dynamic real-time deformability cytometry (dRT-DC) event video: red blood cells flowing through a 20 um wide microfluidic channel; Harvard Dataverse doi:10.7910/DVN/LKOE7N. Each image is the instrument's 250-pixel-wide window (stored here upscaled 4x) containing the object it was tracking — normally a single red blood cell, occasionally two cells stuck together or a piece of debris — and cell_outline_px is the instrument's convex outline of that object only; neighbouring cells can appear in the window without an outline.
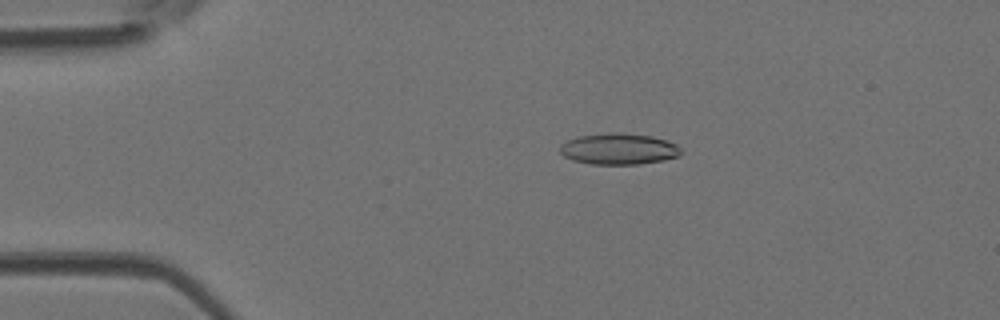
{"species": "Egyptian fruit bat (a non-hibernating species)", "species_latin": "Rousettus aegyptiacus", "temperature_condition": "room temperature", "stored_images_in_passage": 48, "camera_frame_rate_fps": 3000, "um_per_image_px": 0.085, "animal": {"sex": "female"}, "frame": {"image": 1, "passage_image": 10, "time_ms": 3.0, "image_size_px": [1000, 320], "cell_outline_px": [[684, 152], [680, 156], [664, 160], [636, 164], [592, 164], [572, 160], [564, 156], [560, 152], [560, 144], [576, 136], [608, 132], [616, 132], [652, 136], [676, 144]], "centroid_in_image_um": [52.59, 12.65], "position_along_channel_um": 32.4, "area_um2": 22.14}}
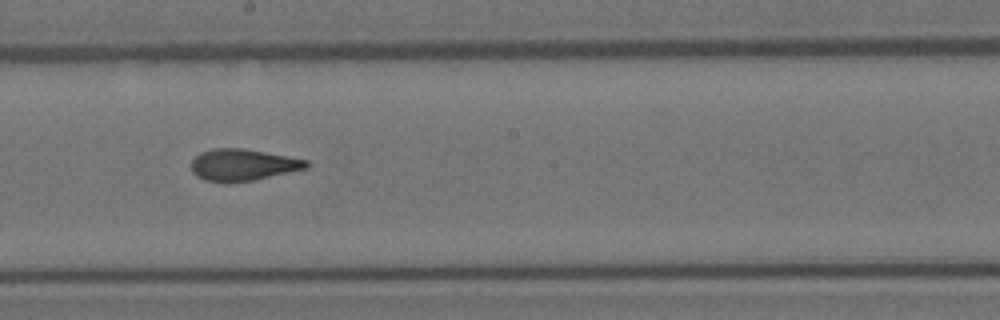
{"frame": {"image": 2, "passage_image": 27, "time_ms": 8.667, "image_size_px": [1000, 320], "cell_outline_px": [[308, 168], [256, 180], [224, 184], [204, 180], [196, 176], [192, 172], [192, 160], [200, 152], [212, 148], [244, 148], [308, 160]], "centroid_in_image_um": [20.62, 14.03], "position_along_channel_um": 227.6, "area_um2": 21.62}}
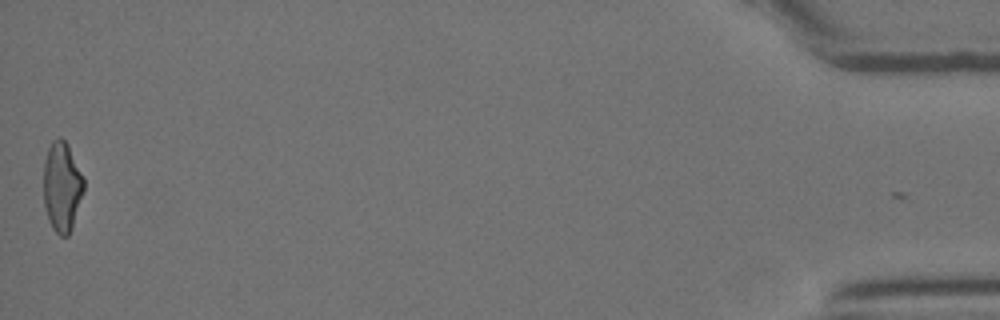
{"frame": {"image": 3, "passage_image": 48, "time_ms": 15.667, "image_size_px": [1000, 320], "cell_outline_px": [[84, 188], [72, 228], [68, 236], [60, 236], [52, 228], [48, 220], [44, 204], [44, 160], [48, 148], [52, 140], [60, 136], [68, 144], [84, 176]], "centroid_in_image_um": [5.27, 15.85], "position_along_channel_um": 429.9, "area_um2": 21.21}, "authors_computed_cell_mechanics": {"area_um2": 21.4149, "velocity_mm_per_s": 4.2508, "shape_relaxation_time_tau1_ms": 5.7251, "shape_relaxation_time_tau2_ms": 2.0945, "deformation_change_tau1": 0.1752, "deformation_change_tau2": 0.0895}}